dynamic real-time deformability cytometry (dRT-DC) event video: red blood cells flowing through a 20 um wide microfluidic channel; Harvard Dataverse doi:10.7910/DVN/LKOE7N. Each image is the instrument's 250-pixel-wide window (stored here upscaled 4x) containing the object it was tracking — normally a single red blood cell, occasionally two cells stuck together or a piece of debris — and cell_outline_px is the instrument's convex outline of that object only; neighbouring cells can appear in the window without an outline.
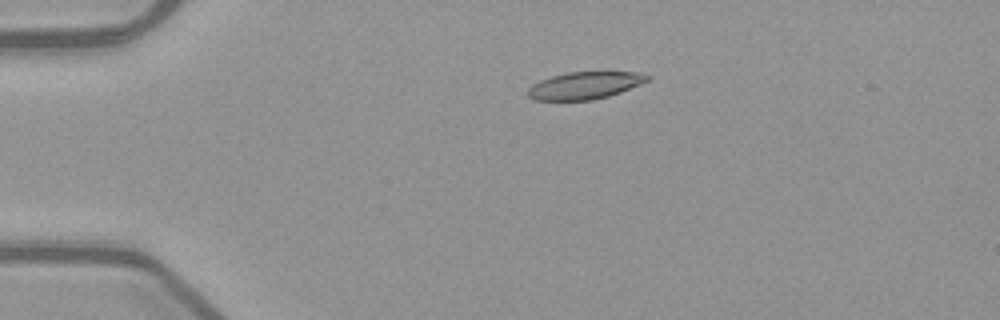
{"species": "common noctule bat (a hibernating species)", "species_latin": "Nyctalus noctula", "temperature_condition": "warm", "stored_images_in_passage": 53, "camera_frame_rate_fps": 3000, "um_per_image_px": 0.085, "animal": {"sex": "female", "body_mass_g": 21.9}, "frame": {"image": 1, "passage_image": 12, "time_ms": 3.667, "image_size_px": [1000, 320], "cell_outline_px": [[648, 80], [640, 84], [620, 92], [608, 96], [592, 100], [536, 100], [528, 96], [528, 88], [532, 84], [540, 80], [552, 76], [568, 72], [640, 72], [648, 76]], "centroid_in_image_um": [49.67, 7.26], "position_along_channel_um": 35.3, "area_um2": 18.79}}
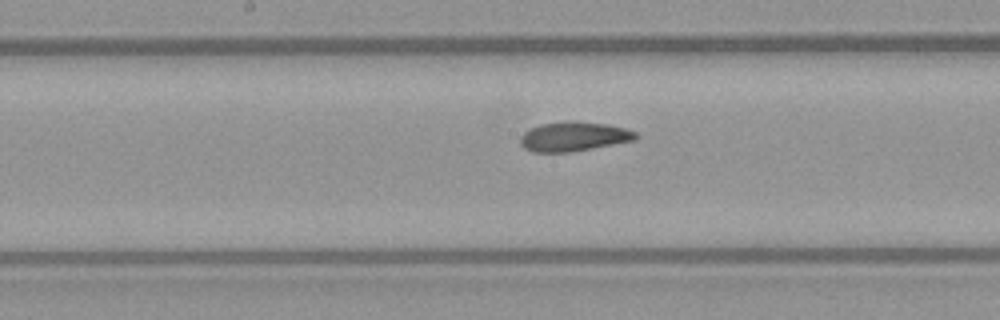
{"frame": {"image": 2, "passage_image": 28, "time_ms": 9.0, "image_size_px": [1000, 320], "cell_outline_px": [[640, 136], [636, 140], [592, 148], [568, 152], [532, 152], [524, 148], [520, 144], [520, 136], [524, 132], [540, 124], [568, 120], [572, 120], [608, 124], [624, 128], [636, 132]], "centroid_in_image_um": [48.77, 11.59], "position_along_channel_um": 199.4, "area_um2": 19.94}}
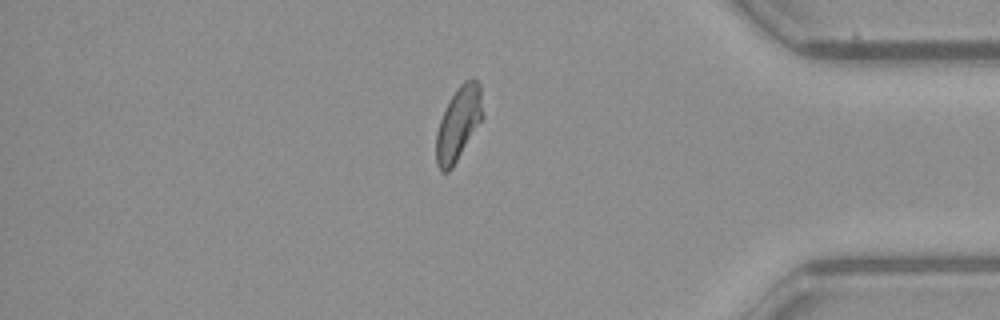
{"frame": {"image": 3, "passage_image": 45, "time_ms": 14.667, "image_size_px": [1000, 320], "cell_outline_px": [[484, 116], [452, 168], [448, 172], [440, 172], [436, 164], [436, 132], [440, 120], [456, 88], [464, 80], [472, 76], [480, 84]], "centroid_in_image_um": [38.98, 10.49], "position_along_channel_um": 396.2, "area_um2": 20.0}, "authors_computed_cell_mechanics": {"area_um2": 19.9988, "velocity_mm_per_s": 3.9681, "shape_relaxation_time_tau1_ms": 5.8465, "shape_relaxation_time_tau2_ms": 2.0077, "deformation_change_tau1": 0.18, "deformation_change_tau2": 0.0912}}